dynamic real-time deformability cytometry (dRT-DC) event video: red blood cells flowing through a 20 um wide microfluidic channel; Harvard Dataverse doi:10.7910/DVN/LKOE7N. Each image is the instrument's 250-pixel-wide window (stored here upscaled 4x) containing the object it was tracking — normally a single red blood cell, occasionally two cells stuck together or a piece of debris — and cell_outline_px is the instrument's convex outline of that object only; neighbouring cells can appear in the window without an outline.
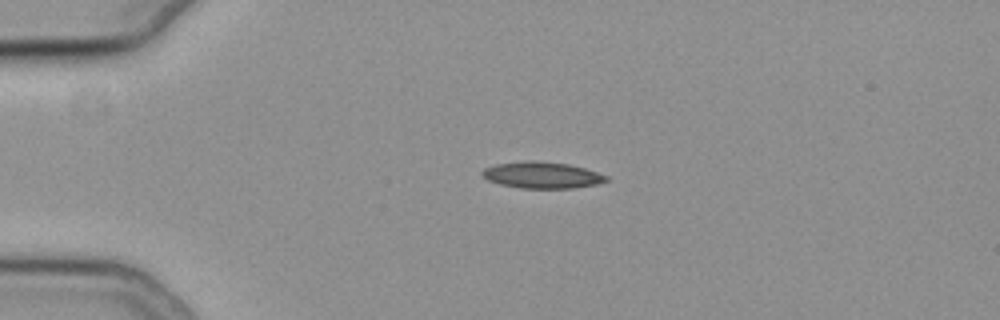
{"species": "common noctule bat (a hibernating species)", "species_latin": "Nyctalus noctula", "temperature_condition": "cold", "stored_images_in_passage": 55, "camera_frame_rate_fps": 3000, "um_per_image_px": 0.085, "animal": {"sex": "female", "body_mass_g": 19.3, "forearm_length_mm": 54.1}, "frame": {"image": 1, "passage_image": 13, "time_ms": 4.0, "image_size_px": [1000, 320], "cell_outline_px": [[608, 180], [596, 184], [572, 188], [520, 188], [500, 184], [488, 180], [480, 176], [480, 172], [484, 168], [496, 164], [528, 160], [532, 160], [568, 164], [584, 168], [608, 176]], "centroid_in_image_um": [46.02, 14.88], "position_along_channel_um": 39.0, "area_um2": 19.07}}
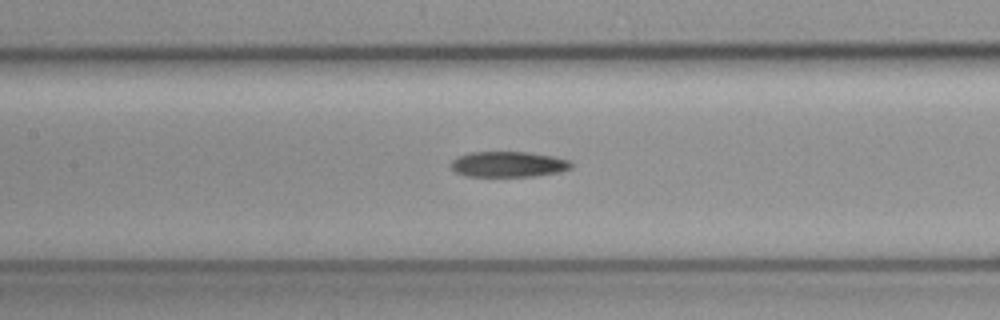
{"frame": {"image": 2, "passage_image": 26, "time_ms": 8.333, "image_size_px": [1000, 320], "cell_outline_px": [[572, 168], [560, 172], [532, 176], [464, 176], [456, 172], [452, 168], [452, 160], [460, 156], [472, 152], [528, 152], [552, 156], [568, 160], [572, 164]], "centroid_in_image_um": [43.22, 13.96], "position_along_channel_um": 164.2, "area_um2": 17.74}}
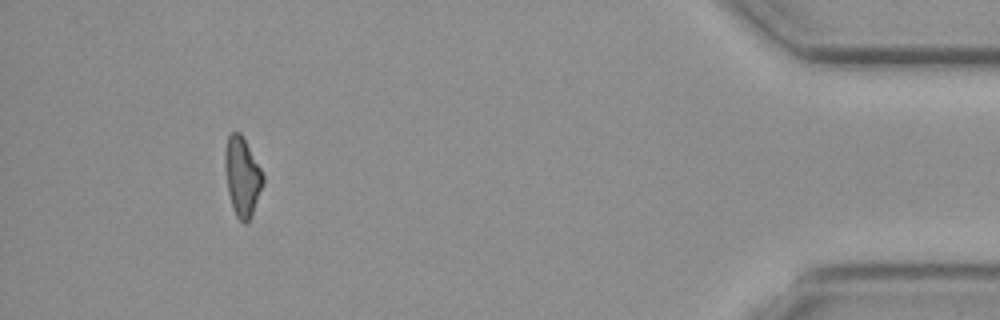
{"frame": {"image": 3, "passage_image": 51, "time_ms": 16.667, "image_size_px": [1000, 320], "cell_outline_px": [[264, 184], [252, 216], [244, 224], [236, 216], [232, 208], [228, 192], [224, 164], [224, 148], [228, 136], [232, 132], [240, 132], [260, 168], [264, 176]], "centroid_in_image_um": [20.58, 15.03], "position_along_channel_um": 414.6, "area_um2": 17.57}}